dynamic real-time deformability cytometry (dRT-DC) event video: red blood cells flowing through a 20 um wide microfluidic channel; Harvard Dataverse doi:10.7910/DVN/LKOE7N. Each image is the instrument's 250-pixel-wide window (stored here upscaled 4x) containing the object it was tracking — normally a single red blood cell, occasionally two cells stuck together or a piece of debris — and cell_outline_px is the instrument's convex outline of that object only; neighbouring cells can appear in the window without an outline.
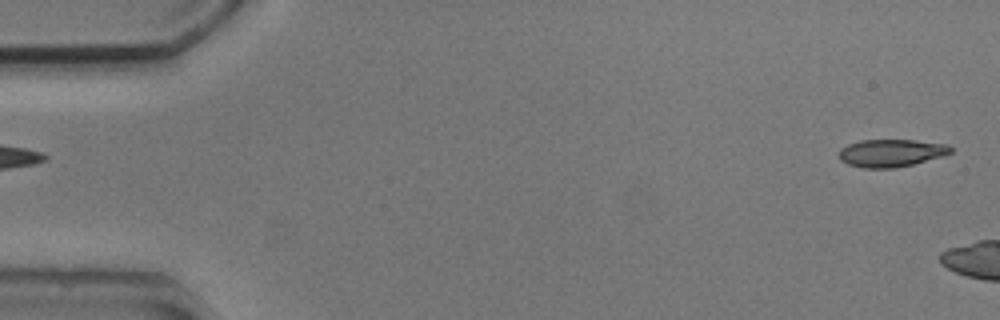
{"species": "common noctule bat (a hibernating species)", "species_latin": "Nyctalus noctula", "temperature_condition": "cold", "stored_images_in_passage": 6, "camera_frame_rate_fps": 3000, "um_per_image_px": 0.085, "animal": {"sex": "male", "body_mass_g": 20.5, "forearm_length_mm": 52.5}, "frame": {"image": 1, "passage_image": 1, "time_ms": 0.0, "image_size_px": [1000, 320], "cell_outline_px": [[952, 152], [944, 156], [912, 164], [892, 168], [860, 168], [848, 164], [840, 160], [840, 148], [848, 144], [860, 140], [916, 140], [948, 144], [952, 148]], "centroid_in_image_um": [75.75, 13.0], "position_along_channel_um": 9.2, "area_um2": 18.03}}